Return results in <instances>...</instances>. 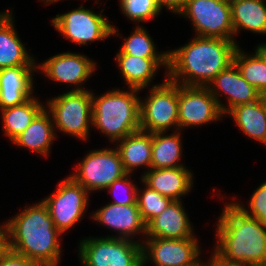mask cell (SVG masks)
Returning a JSON list of instances; mask_svg holds the SVG:
<instances>
[{
  "instance_id": "cell-21",
  "label": "cell",
  "mask_w": 266,
  "mask_h": 266,
  "mask_svg": "<svg viewBox=\"0 0 266 266\" xmlns=\"http://www.w3.org/2000/svg\"><path fill=\"white\" fill-rule=\"evenodd\" d=\"M14 28L12 10L0 13V69L15 66H37Z\"/></svg>"
},
{
  "instance_id": "cell-14",
  "label": "cell",
  "mask_w": 266,
  "mask_h": 266,
  "mask_svg": "<svg viewBox=\"0 0 266 266\" xmlns=\"http://www.w3.org/2000/svg\"><path fill=\"white\" fill-rule=\"evenodd\" d=\"M37 68L50 80L69 86L76 85L72 91H82L88 89L79 86L95 73L96 64L85 55L63 52L48 58Z\"/></svg>"
},
{
  "instance_id": "cell-28",
  "label": "cell",
  "mask_w": 266,
  "mask_h": 266,
  "mask_svg": "<svg viewBox=\"0 0 266 266\" xmlns=\"http://www.w3.org/2000/svg\"><path fill=\"white\" fill-rule=\"evenodd\" d=\"M233 62L249 84L255 87L261 95L266 93V63L256 51L255 54L248 55L238 46Z\"/></svg>"
},
{
  "instance_id": "cell-7",
  "label": "cell",
  "mask_w": 266,
  "mask_h": 266,
  "mask_svg": "<svg viewBox=\"0 0 266 266\" xmlns=\"http://www.w3.org/2000/svg\"><path fill=\"white\" fill-rule=\"evenodd\" d=\"M149 93L140 99V130L157 133L173 127L178 131V83L166 77L163 83L154 84Z\"/></svg>"
},
{
  "instance_id": "cell-12",
  "label": "cell",
  "mask_w": 266,
  "mask_h": 266,
  "mask_svg": "<svg viewBox=\"0 0 266 266\" xmlns=\"http://www.w3.org/2000/svg\"><path fill=\"white\" fill-rule=\"evenodd\" d=\"M142 243L143 266H199L201 247L197 238H147Z\"/></svg>"
},
{
  "instance_id": "cell-10",
  "label": "cell",
  "mask_w": 266,
  "mask_h": 266,
  "mask_svg": "<svg viewBox=\"0 0 266 266\" xmlns=\"http://www.w3.org/2000/svg\"><path fill=\"white\" fill-rule=\"evenodd\" d=\"M88 191L71 176L60 181L56 191L42 199L55 227L64 234L74 227L88 208Z\"/></svg>"
},
{
  "instance_id": "cell-1",
  "label": "cell",
  "mask_w": 266,
  "mask_h": 266,
  "mask_svg": "<svg viewBox=\"0 0 266 266\" xmlns=\"http://www.w3.org/2000/svg\"><path fill=\"white\" fill-rule=\"evenodd\" d=\"M237 47L235 40L195 36L188 44L168 51L167 78L181 85L208 87L233 63Z\"/></svg>"
},
{
  "instance_id": "cell-38",
  "label": "cell",
  "mask_w": 266,
  "mask_h": 266,
  "mask_svg": "<svg viewBox=\"0 0 266 266\" xmlns=\"http://www.w3.org/2000/svg\"><path fill=\"white\" fill-rule=\"evenodd\" d=\"M255 51L263 58L266 63V43L258 44Z\"/></svg>"
},
{
  "instance_id": "cell-15",
  "label": "cell",
  "mask_w": 266,
  "mask_h": 266,
  "mask_svg": "<svg viewBox=\"0 0 266 266\" xmlns=\"http://www.w3.org/2000/svg\"><path fill=\"white\" fill-rule=\"evenodd\" d=\"M208 89L216 98L223 117L235 106L252 103L261 98L260 92L242 77L234 62L214 78L210 85H208ZM220 93L228 97V105L222 104L219 99Z\"/></svg>"
},
{
  "instance_id": "cell-34",
  "label": "cell",
  "mask_w": 266,
  "mask_h": 266,
  "mask_svg": "<svg viewBox=\"0 0 266 266\" xmlns=\"http://www.w3.org/2000/svg\"><path fill=\"white\" fill-rule=\"evenodd\" d=\"M0 266H43L34 260H31L22 254L9 249L3 256Z\"/></svg>"
},
{
  "instance_id": "cell-23",
  "label": "cell",
  "mask_w": 266,
  "mask_h": 266,
  "mask_svg": "<svg viewBox=\"0 0 266 266\" xmlns=\"http://www.w3.org/2000/svg\"><path fill=\"white\" fill-rule=\"evenodd\" d=\"M116 148L127 173L132 174L139 167L151 169L152 133L138 130L117 141Z\"/></svg>"
},
{
  "instance_id": "cell-41",
  "label": "cell",
  "mask_w": 266,
  "mask_h": 266,
  "mask_svg": "<svg viewBox=\"0 0 266 266\" xmlns=\"http://www.w3.org/2000/svg\"><path fill=\"white\" fill-rule=\"evenodd\" d=\"M224 2H227L229 4H232V3H235V2H238V1H242V0H222Z\"/></svg>"
},
{
  "instance_id": "cell-26",
  "label": "cell",
  "mask_w": 266,
  "mask_h": 266,
  "mask_svg": "<svg viewBox=\"0 0 266 266\" xmlns=\"http://www.w3.org/2000/svg\"><path fill=\"white\" fill-rule=\"evenodd\" d=\"M32 96L26 102L1 109V118L4 134L11 142L20 135L45 108L43 103Z\"/></svg>"
},
{
  "instance_id": "cell-11",
  "label": "cell",
  "mask_w": 266,
  "mask_h": 266,
  "mask_svg": "<svg viewBox=\"0 0 266 266\" xmlns=\"http://www.w3.org/2000/svg\"><path fill=\"white\" fill-rule=\"evenodd\" d=\"M189 18L196 36L234 40L231 5L222 0H187L179 13Z\"/></svg>"
},
{
  "instance_id": "cell-3",
  "label": "cell",
  "mask_w": 266,
  "mask_h": 266,
  "mask_svg": "<svg viewBox=\"0 0 266 266\" xmlns=\"http://www.w3.org/2000/svg\"><path fill=\"white\" fill-rule=\"evenodd\" d=\"M9 248L43 266H58L62 233L55 227L43 201L27 206L5 222Z\"/></svg>"
},
{
  "instance_id": "cell-22",
  "label": "cell",
  "mask_w": 266,
  "mask_h": 266,
  "mask_svg": "<svg viewBox=\"0 0 266 266\" xmlns=\"http://www.w3.org/2000/svg\"><path fill=\"white\" fill-rule=\"evenodd\" d=\"M51 114L46 107L35 117L31 124L12 142L18 147H24L36 154L49 156L51 144L56 138V129Z\"/></svg>"
},
{
  "instance_id": "cell-6",
  "label": "cell",
  "mask_w": 266,
  "mask_h": 266,
  "mask_svg": "<svg viewBox=\"0 0 266 266\" xmlns=\"http://www.w3.org/2000/svg\"><path fill=\"white\" fill-rule=\"evenodd\" d=\"M83 266H143L142 243L118 237H87L78 247Z\"/></svg>"
},
{
  "instance_id": "cell-8",
  "label": "cell",
  "mask_w": 266,
  "mask_h": 266,
  "mask_svg": "<svg viewBox=\"0 0 266 266\" xmlns=\"http://www.w3.org/2000/svg\"><path fill=\"white\" fill-rule=\"evenodd\" d=\"M71 176L90 194L108 188L116 179L125 176L120 154L116 148L91 150L84 159L77 164Z\"/></svg>"
},
{
  "instance_id": "cell-33",
  "label": "cell",
  "mask_w": 266,
  "mask_h": 266,
  "mask_svg": "<svg viewBox=\"0 0 266 266\" xmlns=\"http://www.w3.org/2000/svg\"><path fill=\"white\" fill-rule=\"evenodd\" d=\"M248 216L266 224V181L252 193L249 201V209L235 202Z\"/></svg>"
},
{
  "instance_id": "cell-18",
  "label": "cell",
  "mask_w": 266,
  "mask_h": 266,
  "mask_svg": "<svg viewBox=\"0 0 266 266\" xmlns=\"http://www.w3.org/2000/svg\"><path fill=\"white\" fill-rule=\"evenodd\" d=\"M34 71H38L37 66L0 69V110L22 104L34 96Z\"/></svg>"
},
{
  "instance_id": "cell-39",
  "label": "cell",
  "mask_w": 266,
  "mask_h": 266,
  "mask_svg": "<svg viewBox=\"0 0 266 266\" xmlns=\"http://www.w3.org/2000/svg\"><path fill=\"white\" fill-rule=\"evenodd\" d=\"M40 1L42 2L44 1V4H50V3L52 4L54 2L56 3L57 1H61V0H40Z\"/></svg>"
},
{
  "instance_id": "cell-37",
  "label": "cell",
  "mask_w": 266,
  "mask_h": 266,
  "mask_svg": "<svg viewBox=\"0 0 266 266\" xmlns=\"http://www.w3.org/2000/svg\"><path fill=\"white\" fill-rule=\"evenodd\" d=\"M9 235L7 229H5L0 234V262L5 255V253L9 250Z\"/></svg>"
},
{
  "instance_id": "cell-27",
  "label": "cell",
  "mask_w": 266,
  "mask_h": 266,
  "mask_svg": "<svg viewBox=\"0 0 266 266\" xmlns=\"http://www.w3.org/2000/svg\"><path fill=\"white\" fill-rule=\"evenodd\" d=\"M179 130L173 134L166 132L152 133L151 168H174L184 166L180 164L182 156V140Z\"/></svg>"
},
{
  "instance_id": "cell-29",
  "label": "cell",
  "mask_w": 266,
  "mask_h": 266,
  "mask_svg": "<svg viewBox=\"0 0 266 266\" xmlns=\"http://www.w3.org/2000/svg\"><path fill=\"white\" fill-rule=\"evenodd\" d=\"M154 44L146 29L138 25L132 34L124 39L120 50L124 54L142 58H168V51L157 53Z\"/></svg>"
},
{
  "instance_id": "cell-9",
  "label": "cell",
  "mask_w": 266,
  "mask_h": 266,
  "mask_svg": "<svg viewBox=\"0 0 266 266\" xmlns=\"http://www.w3.org/2000/svg\"><path fill=\"white\" fill-rule=\"evenodd\" d=\"M102 13L96 14L80 6L68 13L57 14L51 21L54 28L67 40L82 46L118 34L116 27Z\"/></svg>"
},
{
  "instance_id": "cell-19",
  "label": "cell",
  "mask_w": 266,
  "mask_h": 266,
  "mask_svg": "<svg viewBox=\"0 0 266 266\" xmlns=\"http://www.w3.org/2000/svg\"><path fill=\"white\" fill-rule=\"evenodd\" d=\"M193 175L185 166L151 168L141 176L142 183L172 200H182L193 187Z\"/></svg>"
},
{
  "instance_id": "cell-31",
  "label": "cell",
  "mask_w": 266,
  "mask_h": 266,
  "mask_svg": "<svg viewBox=\"0 0 266 266\" xmlns=\"http://www.w3.org/2000/svg\"><path fill=\"white\" fill-rule=\"evenodd\" d=\"M124 16L135 22H146L157 17L161 10L155 0H120Z\"/></svg>"
},
{
  "instance_id": "cell-4",
  "label": "cell",
  "mask_w": 266,
  "mask_h": 266,
  "mask_svg": "<svg viewBox=\"0 0 266 266\" xmlns=\"http://www.w3.org/2000/svg\"><path fill=\"white\" fill-rule=\"evenodd\" d=\"M140 90L112 89L100 96L92 93V126L113 143L140 130Z\"/></svg>"
},
{
  "instance_id": "cell-13",
  "label": "cell",
  "mask_w": 266,
  "mask_h": 266,
  "mask_svg": "<svg viewBox=\"0 0 266 266\" xmlns=\"http://www.w3.org/2000/svg\"><path fill=\"white\" fill-rule=\"evenodd\" d=\"M222 111L208 87L178 84L179 130L218 121Z\"/></svg>"
},
{
  "instance_id": "cell-20",
  "label": "cell",
  "mask_w": 266,
  "mask_h": 266,
  "mask_svg": "<svg viewBox=\"0 0 266 266\" xmlns=\"http://www.w3.org/2000/svg\"><path fill=\"white\" fill-rule=\"evenodd\" d=\"M116 61L128 89L142 90L148 87L160 66L168 71V58H142L124 54L121 50L116 54Z\"/></svg>"
},
{
  "instance_id": "cell-25",
  "label": "cell",
  "mask_w": 266,
  "mask_h": 266,
  "mask_svg": "<svg viewBox=\"0 0 266 266\" xmlns=\"http://www.w3.org/2000/svg\"><path fill=\"white\" fill-rule=\"evenodd\" d=\"M265 0H242L231 5V21L234 36L241 29L253 33L266 34Z\"/></svg>"
},
{
  "instance_id": "cell-36",
  "label": "cell",
  "mask_w": 266,
  "mask_h": 266,
  "mask_svg": "<svg viewBox=\"0 0 266 266\" xmlns=\"http://www.w3.org/2000/svg\"><path fill=\"white\" fill-rule=\"evenodd\" d=\"M199 266H240L232 262H228L222 259L216 252L212 253V256L208 260V263L204 264L200 261Z\"/></svg>"
},
{
  "instance_id": "cell-40",
  "label": "cell",
  "mask_w": 266,
  "mask_h": 266,
  "mask_svg": "<svg viewBox=\"0 0 266 266\" xmlns=\"http://www.w3.org/2000/svg\"><path fill=\"white\" fill-rule=\"evenodd\" d=\"M261 99L266 109V93L261 95Z\"/></svg>"
},
{
  "instance_id": "cell-30",
  "label": "cell",
  "mask_w": 266,
  "mask_h": 266,
  "mask_svg": "<svg viewBox=\"0 0 266 266\" xmlns=\"http://www.w3.org/2000/svg\"><path fill=\"white\" fill-rule=\"evenodd\" d=\"M144 189L137 190L136 203L139 208L141 218L147 225L153 218L158 216L173 201L171 198L159 194L144 183Z\"/></svg>"
},
{
  "instance_id": "cell-42",
  "label": "cell",
  "mask_w": 266,
  "mask_h": 266,
  "mask_svg": "<svg viewBox=\"0 0 266 266\" xmlns=\"http://www.w3.org/2000/svg\"><path fill=\"white\" fill-rule=\"evenodd\" d=\"M6 229V224L0 226V234Z\"/></svg>"
},
{
  "instance_id": "cell-5",
  "label": "cell",
  "mask_w": 266,
  "mask_h": 266,
  "mask_svg": "<svg viewBox=\"0 0 266 266\" xmlns=\"http://www.w3.org/2000/svg\"><path fill=\"white\" fill-rule=\"evenodd\" d=\"M45 107L54 121V126L63 133L80 140H87L92 125V92L69 90L47 100Z\"/></svg>"
},
{
  "instance_id": "cell-16",
  "label": "cell",
  "mask_w": 266,
  "mask_h": 266,
  "mask_svg": "<svg viewBox=\"0 0 266 266\" xmlns=\"http://www.w3.org/2000/svg\"><path fill=\"white\" fill-rule=\"evenodd\" d=\"M94 221L117 231L118 237L133 240V236L140 233L146 236V224L141 218L137 204L120 205L109 203L91 215Z\"/></svg>"
},
{
  "instance_id": "cell-2",
  "label": "cell",
  "mask_w": 266,
  "mask_h": 266,
  "mask_svg": "<svg viewBox=\"0 0 266 266\" xmlns=\"http://www.w3.org/2000/svg\"><path fill=\"white\" fill-rule=\"evenodd\" d=\"M229 203L217 221L213 252L240 266H266V224L248 216L235 201Z\"/></svg>"
},
{
  "instance_id": "cell-24",
  "label": "cell",
  "mask_w": 266,
  "mask_h": 266,
  "mask_svg": "<svg viewBox=\"0 0 266 266\" xmlns=\"http://www.w3.org/2000/svg\"><path fill=\"white\" fill-rule=\"evenodd\" d=\"M226 114L232 116L236 125L247 137L263 144L266 140V109L262 99L240 104Z\"/></svg>"
},
{
  "instance_id": "cell-17",
  "label": "cell",
  "mask_w": 266,
  "mask_h": 266,
  "mask_svg": "<svg viewBox=\"0 0 266 266\" xmlns=\"http://www.w3.org/2000/svg\"><path fill=\"white\" fill-rule=\"evenodd\" d=\"M193 226L181 200L169 206L146 225L145 238L187 239L194 238Z\"/></svg>"
},
{
  "instance_id": "cell-35",
  "label": "cell",
  "mask_w": 266,
  "mask_h": 266,
  "mask_svg": "<svg viewBox=\"0 0 266 266\" xmlns=\"http://www.w3.org/2000/svg\"><path fill=\"white\" fill-rule=\"evenodd\" d=\"M160 10L165 7L168 11L178 14L184 9L187 0H155Z\"/></svg>"
},
{
  "instance_id": "cell-32",
  "label": "cell",
  "mask_w": 266,
  "mask_h": 266,
  "mask_svg": "<svg viewBox=\"0 0 266 266\" xmlns=\"http://www.w3.org/2000/svg\"><path fill=\"white\" fill-rule=\"evenodd\" d=\"M132 174L127 173L125 176H122L119 179H116L108 188L105 190H108L111 192V194H114V201L111 202L113 204H120V205H132V204H137L136 199H137V186L136 184L134 185L133 181L129 180V177ZM123 192V196H119V192Z\"/></svg>"
}]
</instances>
